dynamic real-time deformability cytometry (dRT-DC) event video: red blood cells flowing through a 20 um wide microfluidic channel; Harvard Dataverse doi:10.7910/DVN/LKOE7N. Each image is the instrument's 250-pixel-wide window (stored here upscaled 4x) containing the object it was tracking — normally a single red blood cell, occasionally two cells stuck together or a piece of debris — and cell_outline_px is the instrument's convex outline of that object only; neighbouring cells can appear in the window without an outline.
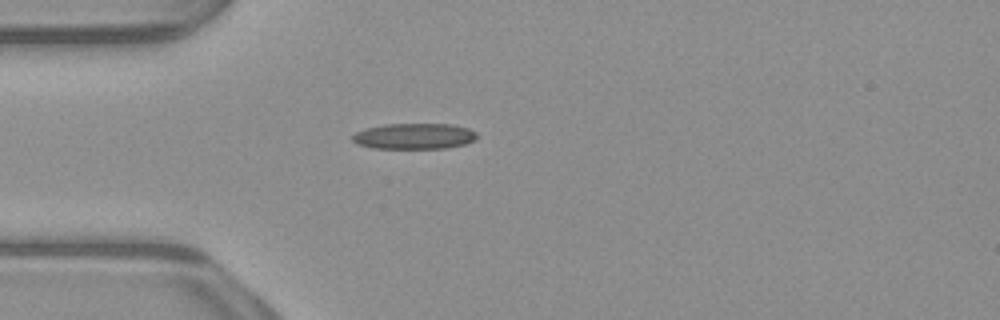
{"species": "common noctule bat (a hibernating species)", "species_latin": "Nyctalus noctula", "temperature_condition": "warm", "stored_images_in_passage": 46, "camera_frame_rate_fps": 3000, "um_per_image_px": 0.085, "animal": {"sex": "male", "body_mass_g": 23.1, "forearm_length_mm": 52.7}, "frame": {"image": 1, "passage_image": 8, "time_ms": 2.333, "image_size_px": [1000, 320], "cell_outline_px": [[476, 140], [464, 144], [444, 148], [372, 148], [356, 144], [352, 140], [352, 136], [356, 132], [368, 128], [384, 124], [452, 124], [468, 128], [476, 132]], "centroid_in_image_um": [35.2, 11.57], "position_along_channel_um": 49.8, "area_um2": 18.67}}
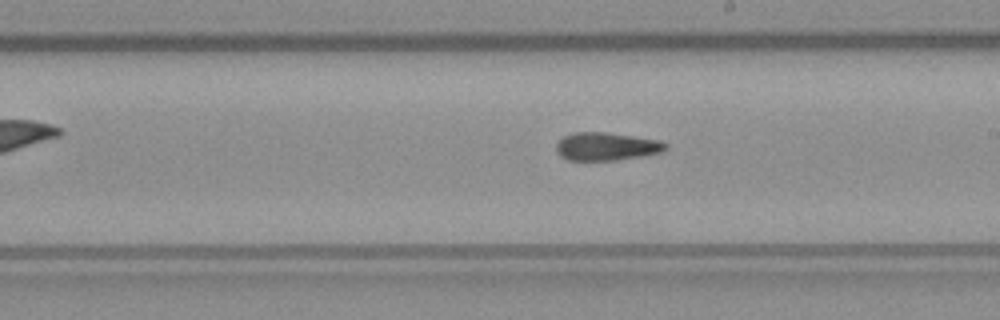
{"frame": {"image": 2, "passage_image": 23, "time_ms": 7.333, "image_size_px": [1000, 320], "cell_outline_px": [[668, 148], [660, 152], [640, 156], [616, 160], [568, 160], [560, 156], [556, 152], [556, 144], [564, 136], [572, 132], [608, 132], [660, 140], [668, 144]], "centroid_in_image_um": [51.53, 12.44], "position_along_channel_um": 237.5, "area_um2": 17.92}}
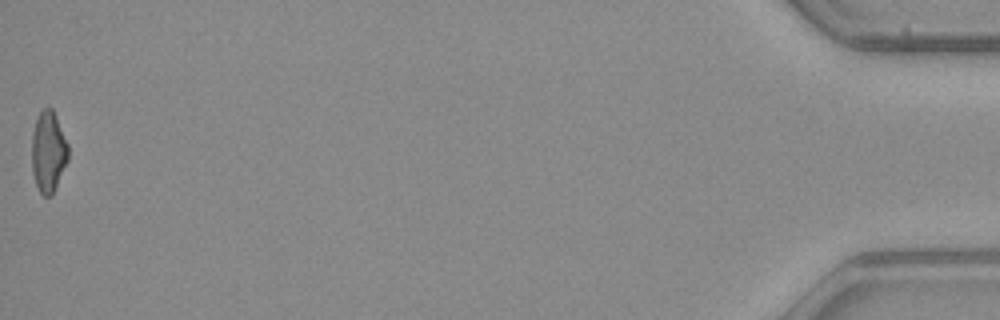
{"frame": {"image": 3, "passage_image": 46, "time_ms": 15.0, "image_size_px": [1000, 320], "cell_outline_px": [[68, 160], [52, 196], [44, 196], [40, 192], [36, 184], [32, 172], [32, 132], [36, 120], [40, 112], [44, 108], [52, 108], [56, 116], [68, 144]], "centroid_in_image_um": [4.11, 12.91], "position_along_channel_um": 431.1, "area_um2": 17.17}, "authors_computed_cell_mechanics": {"area_um2": 17.9469, "velocity_mm_per_s": 3.9362, "shape_relaxation_time_tau1_ms": null, "shape_relaxation_time_tau2_ms": 4.6669, "deformation_change_tau1": null, "deformation_change_tau2": 0.1431}}